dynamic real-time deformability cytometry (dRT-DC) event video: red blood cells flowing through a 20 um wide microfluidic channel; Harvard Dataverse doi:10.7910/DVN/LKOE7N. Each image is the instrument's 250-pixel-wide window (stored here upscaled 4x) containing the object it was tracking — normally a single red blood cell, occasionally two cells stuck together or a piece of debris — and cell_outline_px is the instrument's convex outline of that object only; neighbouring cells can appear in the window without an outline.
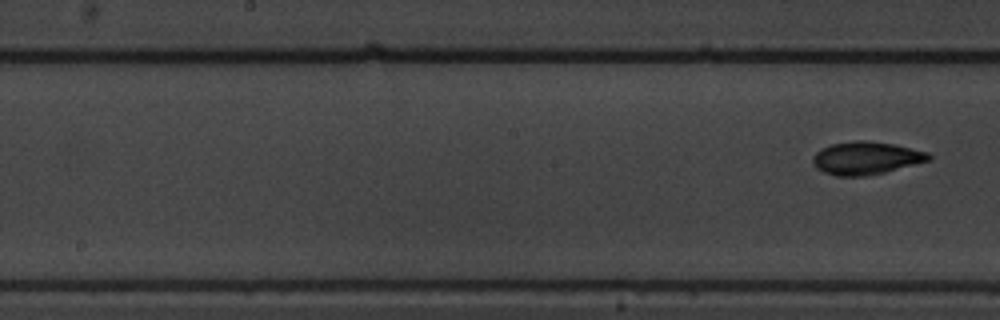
{"species": "common noctule bat (a hibernating species)", "species_latin": "Nyctalus noctula", "temperature_condition": "warm", "stored_images_in_passage": 9, "segment_of_instrument_passage": [2, 2], "camera_frame_rate_fps": 3000, "um_per_image_px": 0.085, "animal": {"sex": "male", "body_mass_g": 19.5, "forearm_length_mm": 54.6}, "frame": {"image": 1, "passage_image": 9, "time_ms": 10.333, "image_size_px": [1000, 320], "cell_outline_px": [[932, 160], [884, 172], [864, 176], [836, 176], [824, 172], [816, 168], [812, 164], [812, 156], [820, 148], [832, 144], [856, 140], [864, 140], [892, 144], [928, 152], [932, 156]], "centroid_in_image_um": [73.59, 13.44], "position_along_channel_um": 174.6, "area_um2": 22.2}}